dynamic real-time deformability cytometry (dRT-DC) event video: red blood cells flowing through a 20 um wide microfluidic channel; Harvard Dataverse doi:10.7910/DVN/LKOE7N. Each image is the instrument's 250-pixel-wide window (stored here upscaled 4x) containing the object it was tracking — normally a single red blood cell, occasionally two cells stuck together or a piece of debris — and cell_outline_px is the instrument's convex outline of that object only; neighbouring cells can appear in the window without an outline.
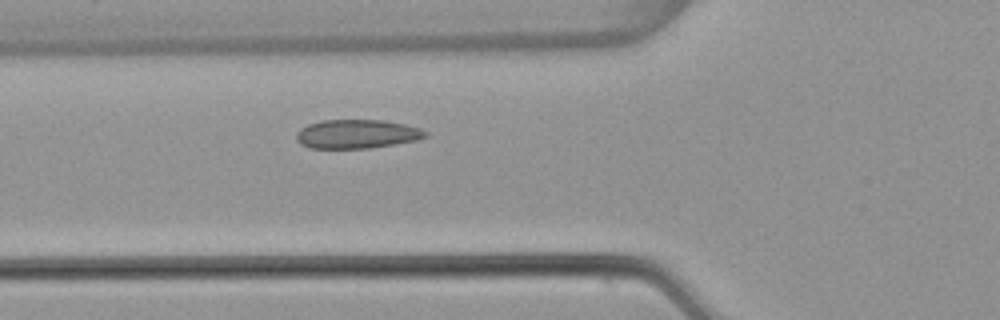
{"species": "common noctule bat (a hibernating species)", "species_latin": "Nyctalus noctula", "temperature_condition": "warm", "stored_images_in_passage": 4, "camera_frame_rate_fps": 3000, "um_per_image_px": 0.085, "animal": {"sex": "female", "body_mass_g": 22.7, "forearm_length_mm": 54.2}, "frame": {"image": 1, "passage_image": 4, "time_ms": 1.0, "image_size_px": [1000, 320], "cell_outline_px": [[428, 136], [416, 140], [368, 148], [308, 148], [300, 144], [296, 140], [296, 132], [300, 128], [308, 124], [324, 120], [384, 120], [404, 124], [420, 128], [428, 132]], "centroid_in_image_um": [30.31, 11.39], "position_along_channel_um": 95.5, "area_um2": 21.73}}